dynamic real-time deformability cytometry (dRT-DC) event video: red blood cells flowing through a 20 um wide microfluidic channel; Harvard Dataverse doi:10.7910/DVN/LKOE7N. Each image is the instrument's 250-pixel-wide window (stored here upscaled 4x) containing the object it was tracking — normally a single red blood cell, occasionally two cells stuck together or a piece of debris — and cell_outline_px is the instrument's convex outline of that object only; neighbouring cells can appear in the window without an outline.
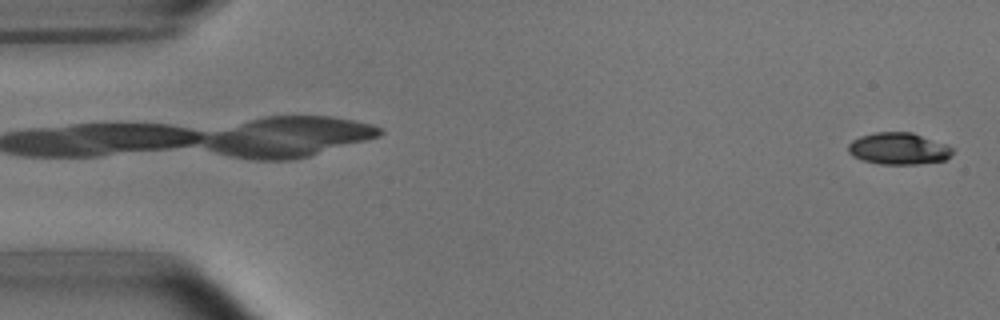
{"species": "common noctule bat (a hibernating species)", "species_latin": "Nyctalus noctula", "temperature_condition": "room temperature", "stored_images_in_passage": 3, "camera_frame_rate_fps": 3000, "um_per_image_px": 0.085, "animal": {"sex": "male", "body_mass_g": 15.6}, "frame": {"image": 1, "passage_image": 1, "time_ms": 0.0, "image_size_px": [1000, 320], "cell_outline_px": [[952, 152], [944, 160], [916, 164], [880, 164], [864, 160], [852, 156], [848, 152], [848, 144], [852, 140], [860, 136], [876, 132], [912, 132], [944, 144], [952, 148]], "centroid_in_image_um": [76.32, 12.63], "position_along_channel_um": 8.7, "area_um2": 19.07}}